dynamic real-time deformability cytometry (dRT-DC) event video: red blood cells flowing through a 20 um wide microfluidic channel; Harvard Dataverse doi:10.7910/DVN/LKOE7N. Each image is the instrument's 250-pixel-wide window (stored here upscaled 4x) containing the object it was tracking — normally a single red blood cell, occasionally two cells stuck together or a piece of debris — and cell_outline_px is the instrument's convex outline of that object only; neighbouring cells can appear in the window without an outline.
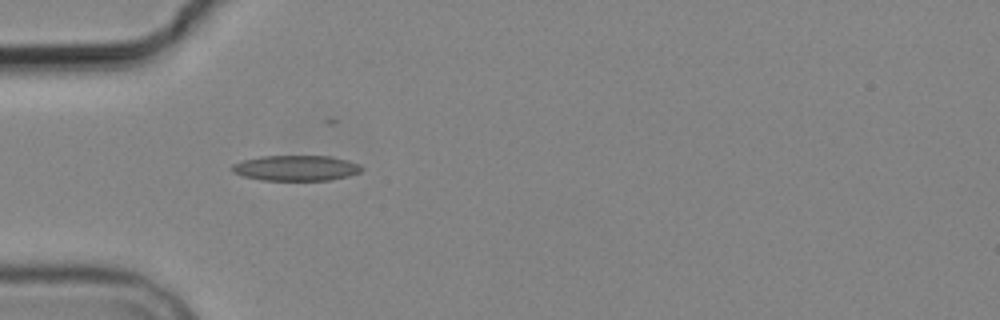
{"species": "common noctule bat (a hibernating species)", "species_latin": "Nyctalus noctula", "temperature_condition": "cold", "stored_images_in_passage": 9, "camera_frame_rate_fps": 3000, "um_per_image_px": 0.085, "animal": {"sex": "male", "body_mass_g": 19.2, "forearm_length_mm": 51.8}, "frame": {"image": 1, "passage_image": 4, "time_ms": 4.333, "image_size_px": [1000, 320], "cell_outline_px": [[364, 168], [360, 172], [348, 176], [328, 180], [260, 180], [244, 176], [232, 172], [232, 164], [244, 160], [260, 156], [328, 156], [348, 160], [360, 164]], "centroid_in_image_um": [25.17, 14.28], "position_along_channel_um": 59.8, "area_um2": 19.19}}
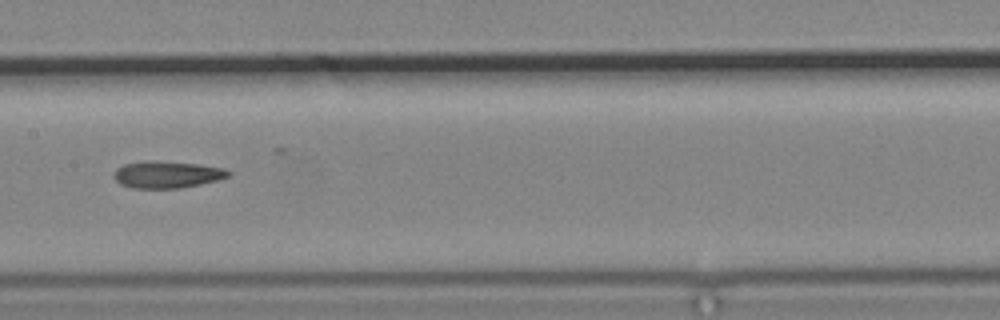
{"frame": {"image": 2, "passage_image": 7, "time_ms": 8.0, "image_size_px": [1000, 320], "cell_outline_px": [[232, 172], [228, 176], [216, 180], [200, 184], [180, 188], [132, 188], [120, 184], [112, 176], [116, 168], [124, 164], [144, 160], [152, 160], [200, 164], [224, 168]], "centroid_in_image_um": [14.16, 14.82], "position_along_channel_um": 193.2, "area_um2": 18.09}}
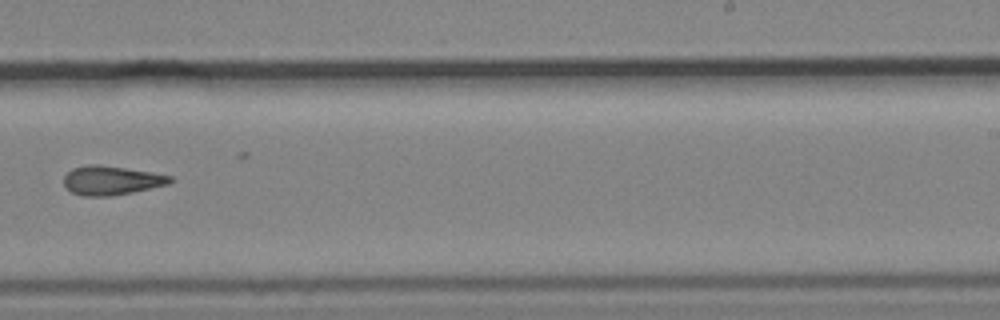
{"frame": {"image": 3, "passage_image": 9, "time_ms": 10.333, "image_size_px": [1000, 320], "cell_outline_px": [[172, 180], [168, 184], [132, 192], [112, 196], [84, 196], [72, 192], [64, 184], [64, 176], [72, 168], [88, 164], [100, 164], [152, 172], [172, 176]], "centroid_in_image_um": [9.45, 15.32], "position_along_channel_um": 279.5, "area_um2": 17.92}}